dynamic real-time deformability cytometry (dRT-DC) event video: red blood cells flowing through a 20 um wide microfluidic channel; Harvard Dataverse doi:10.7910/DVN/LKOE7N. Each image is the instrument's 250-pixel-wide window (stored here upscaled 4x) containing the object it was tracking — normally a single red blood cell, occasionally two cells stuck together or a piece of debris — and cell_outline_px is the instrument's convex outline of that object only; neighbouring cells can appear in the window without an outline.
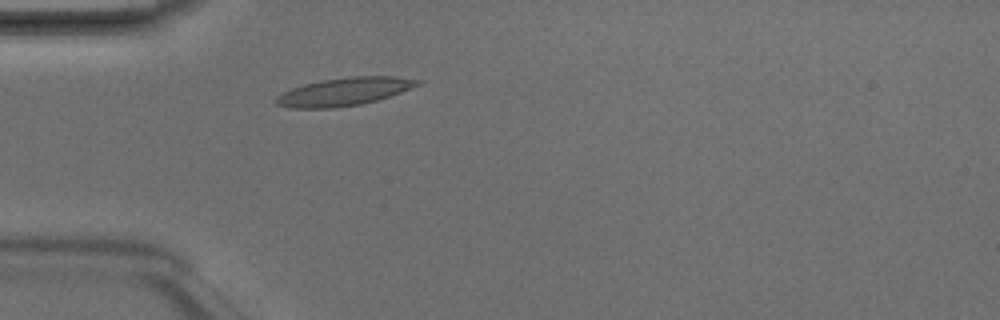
{"species": "Egyptian fruit bat (a non-hibernating species)", "species_latin": "Rousettus aegyptiacus", "temperature_condition": "room temperature", "stored_images_in_passage": 3, "camera_frame_rate_fps": 3000, "um_per_image_px": 0.085, "animal": {"sex": "male"}, "frame": {"image": 1, "passage_image": 3, "time_ms": 0.667, "image_size_px": [1000, 320], "cell_outline_px": [[424, 80], [420, 84], [400, 92], [376, 100], [360, 104], [332, 108], [288, 108], [276, 104], [272, 100], [276, 96], [292, 88], [304, 84], [324, 80], [352, 76], [396, 76]], "centroid_in_image_um": [29.23, 7.79], "position_along_channel_um": 55.8, "area_um2": 22.95}}